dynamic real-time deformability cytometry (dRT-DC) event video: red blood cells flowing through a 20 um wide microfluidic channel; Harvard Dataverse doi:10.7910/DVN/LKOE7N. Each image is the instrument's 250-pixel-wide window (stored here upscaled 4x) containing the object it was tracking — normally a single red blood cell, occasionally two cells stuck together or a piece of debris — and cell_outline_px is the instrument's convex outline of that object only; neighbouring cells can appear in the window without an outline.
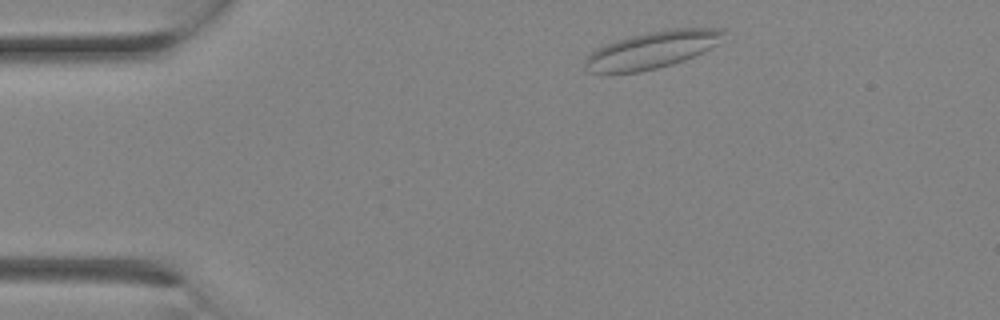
{"species": "Egyptian fruit bat (a non-hibernating species)", "species_latin": "Rousettus aegyptiacus", "temperature_condition": "room temperature", "stored_images_in_passage": 5, "camera_frame_rate_fps": 3000, "um_per_image_px": 0.085, "animal": {"sex": "female"}, "frame": {"image": 1, "passage_image": 2, "time_ms": 0.333, "image_size_px": [1000, 320], "cell_outline_px": [[724, 32], [720, 44], [684, 60], [672, 64], [640, 72], [608, 76], [604, 76], [588, 72], [584, 68], [584, 60], [596, 48], [616, 40], [648, 32], [672, 28], [724, 28]], "centroid_in_image_um": [55.35, 4.28], "position_along_channel_um": 29.6, "area_um2": 30.52}}